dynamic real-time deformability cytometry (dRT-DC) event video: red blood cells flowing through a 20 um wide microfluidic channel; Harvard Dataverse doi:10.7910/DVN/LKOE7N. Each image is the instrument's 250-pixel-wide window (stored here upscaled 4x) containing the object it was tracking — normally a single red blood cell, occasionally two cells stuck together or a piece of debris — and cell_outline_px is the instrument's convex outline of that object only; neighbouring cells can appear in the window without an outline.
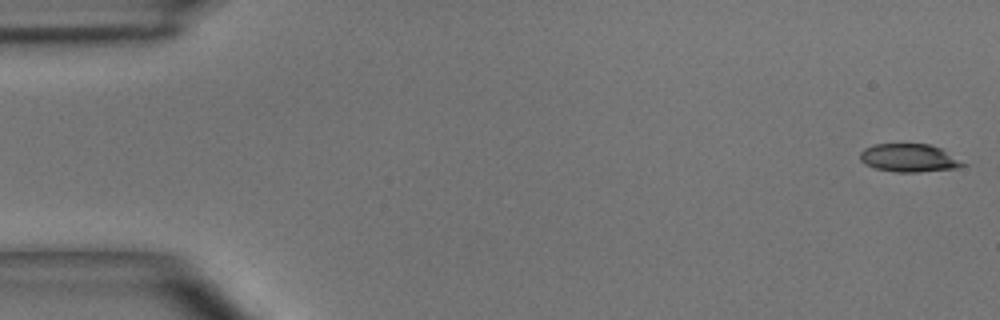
{"species": "common noctule bat (a hibernating species)", "species_latin": "Nyctalus noctula", "temperature_condition": "room temperature", "stored_images_in_passage": 46, "camera_frame_rate_fps": 3000, "um_per_image_px": 0.085, "animal": {"sex": "male", "body_mass_g": 15.6}, "frame": {"image": 1, "passage_image": 1, "time_ms": 0.0, "image_size_px": [1000, 320], "cell_outline_px": [[968, 164], [956, 168], [920, 172], [896, 172], [876, 168], [864, 164], [860, 160], [860, 152], [864, 148], [876, 144], [928, 144], [940, 148]], "centroid_in_image_um": [77.26, 13.43], "position_along_channel_um": 7.7, "area_um2": 16.76}}
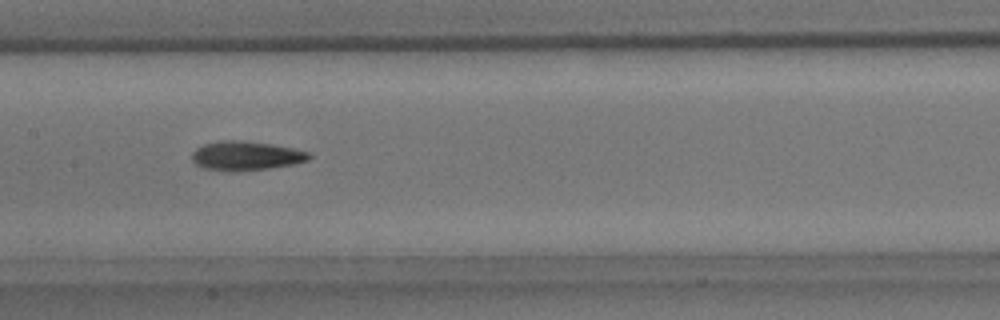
{"frame": {"image": 2, "passage_image": 24, "time_ms": 7.667, "image_size_px": [1000, 320], "cell_outline_px": [[312, 156], [308, 160], [292, 164], [268, 168], [232, 172], [224, 172], [204, 168], [196, 164], [192, 160], [192, 152], [196, 148], [204, 144], [224, 140], [240, 140], [272, 144], [312, 152]], "centroid_in_image_um": [20.9, 13.24], "position_along_channel_um": 186.5, "area_um2": 20.0}}
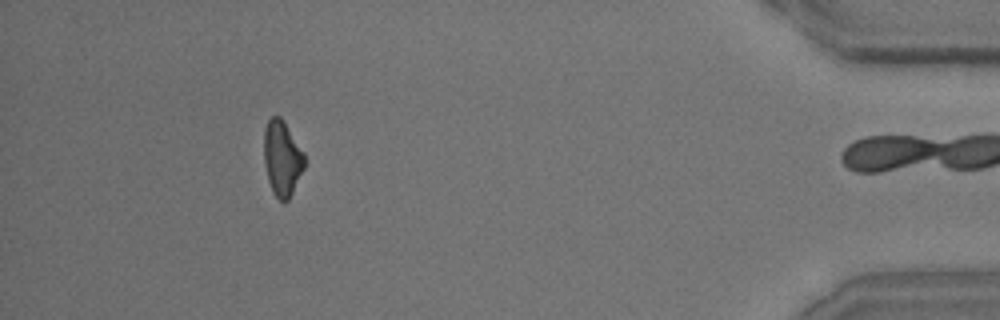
{"frame": {"image": 3, "passage_image": 45, "time_ms": 14.667, "image_size_px": [1000, 320], "cell_outline_px": [[304, 168], [288, 200], [284, 204], [272, 192], [268, 180], [264, 160], [264, 128], [268, 120], [272, 116], [280, 116], [284, 120], [304, 152]], "centroid_in_image_um": [23.97, 13.43], "position_along_channel_um": 411.2, "area_um2": 17.8}, "authors_computed_cell_mechanics": {"area_um2": 18.6694, "velocity_mm_per_s": 4.063, "shape_relaxation_time_tau1_ms": null, "shape_relaxation_time_tau2_ms": 8.792, "deformation_change_tau1": null, "deformation_change_tau2": 0.2226}}